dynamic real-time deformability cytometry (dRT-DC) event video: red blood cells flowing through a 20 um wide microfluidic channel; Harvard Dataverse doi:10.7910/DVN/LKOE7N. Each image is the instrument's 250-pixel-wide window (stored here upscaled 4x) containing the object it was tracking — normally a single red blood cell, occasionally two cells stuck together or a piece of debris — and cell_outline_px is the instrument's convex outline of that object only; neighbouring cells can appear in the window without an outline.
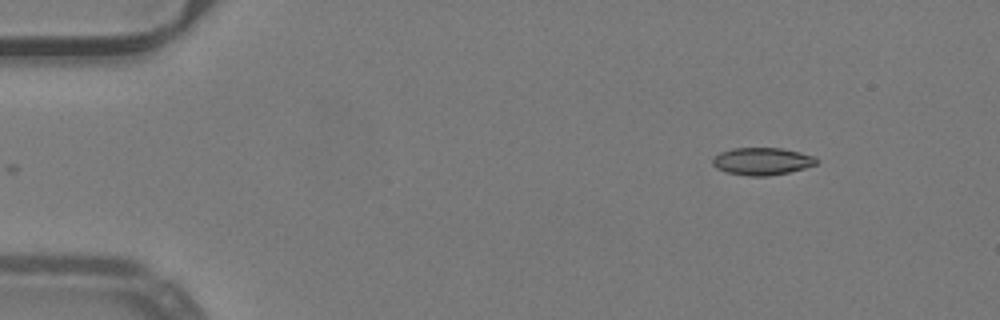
{"species": "common noctule bat (a hibernating species)", "species_latin": "Nyctalus noctula", "temperature_condition": "warm", "stored_images_in_passage": 8, "camera_frame_rate_fps": 3000, "um_per_image_px": 0.085, "animal": {"sex": "male", "body_mass_g": 19.2, "forearm_length_mm": 51.8}, "frame": {"image": 1, "passage_image": 1, "time_ms": 0.0, "image_size_px": [1000, 320], "cell_outline_px": [[816, 164], [804, 168], [788, 172], [768, 176], [748, 176], [728, 172], [716, 168], [712, 164], [712, 160], [720, 152], [732, 148], [780, 148], [800, 152], [816, 156]], "centroid_in_image_um": [64.77, 13.7], "position_along_channel_um": 20.2, "area_um2": 16.47}}